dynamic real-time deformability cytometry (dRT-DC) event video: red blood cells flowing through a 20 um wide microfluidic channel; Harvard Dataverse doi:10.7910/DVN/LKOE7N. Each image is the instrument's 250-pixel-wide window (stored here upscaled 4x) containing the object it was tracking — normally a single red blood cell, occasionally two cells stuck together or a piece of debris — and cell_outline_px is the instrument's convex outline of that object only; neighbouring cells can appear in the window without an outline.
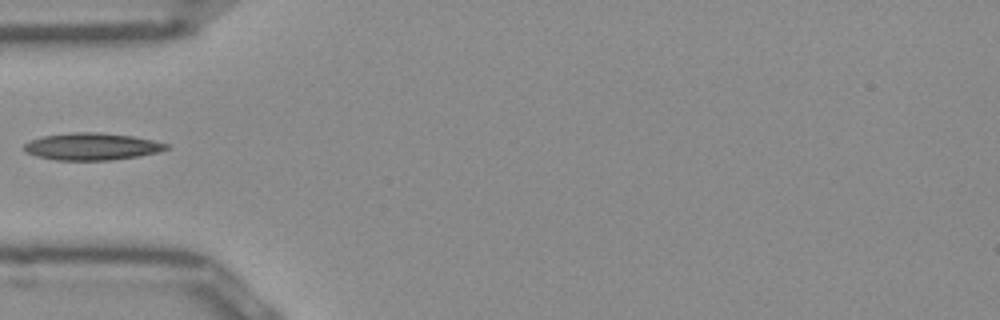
{"species": "Egyptian fruit bat (a non-hibernating species)", "species_latin": "Rousettus aegyptiacus", "temperature_condition": "room temperature", "stored_images_in_passage": 3, "camera_frame_rate_fps": 3000, "um_per_image_px": 0.085, "frame": {"image": 1, "passage_image": 1, "time_ms": 0.0, "image_size_px": [1000, 320], "cell_outline_px": [[168, 148], [156, 152], [140, 156], [112, 160], [56, 160], [36, 156], [24, 152], [24, 144], [32, 140], [44, 136], [72, 132], [100, 132], [132, 136], [152, 140], [168, 144]], "centroid_in_image_um": [7.79, 12.45], "position_along_channel_um": 77.2, "area_um2": 22.37}}